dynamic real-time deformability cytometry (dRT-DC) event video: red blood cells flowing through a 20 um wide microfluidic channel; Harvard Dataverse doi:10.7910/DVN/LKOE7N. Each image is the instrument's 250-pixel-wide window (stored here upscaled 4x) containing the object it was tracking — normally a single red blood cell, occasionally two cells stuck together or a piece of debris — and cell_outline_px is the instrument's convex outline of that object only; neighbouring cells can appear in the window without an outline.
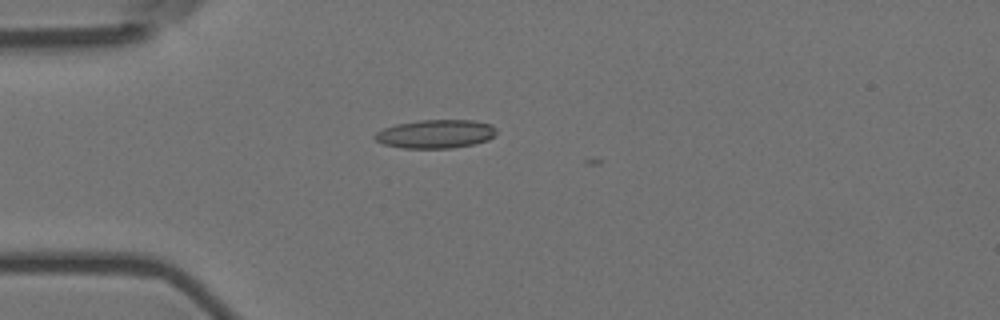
{"species": "Egyptian fruit bat (a non-hibernating species)", "species_latin": "Rousettus aegyptiacus", "temperature_condition": "room temperature", "stored_images_in_passage": 2, "camera_frame_rate_fps": 3000, "um_per_image_px": 0.085, "animal": {"sex": "female"}, "frame": {"image": 1, "passage_image": 1, "time_ms": 0.0, "image_size_px": [1000, 320], "cell_outline_px": [[496, 132], [488, 140], [472, 144], [452, 148], [400, 148], [384, 144], [376, 140], [372, 136], [376, 132], [384, 128], [396, 124], [420, 120], [472, 120], [492, 124], [496, 128]], "centroid_in_image_um": [37.01, 11.38], "position_along_channel_um": 48.0, "area_um2": 20.23}}